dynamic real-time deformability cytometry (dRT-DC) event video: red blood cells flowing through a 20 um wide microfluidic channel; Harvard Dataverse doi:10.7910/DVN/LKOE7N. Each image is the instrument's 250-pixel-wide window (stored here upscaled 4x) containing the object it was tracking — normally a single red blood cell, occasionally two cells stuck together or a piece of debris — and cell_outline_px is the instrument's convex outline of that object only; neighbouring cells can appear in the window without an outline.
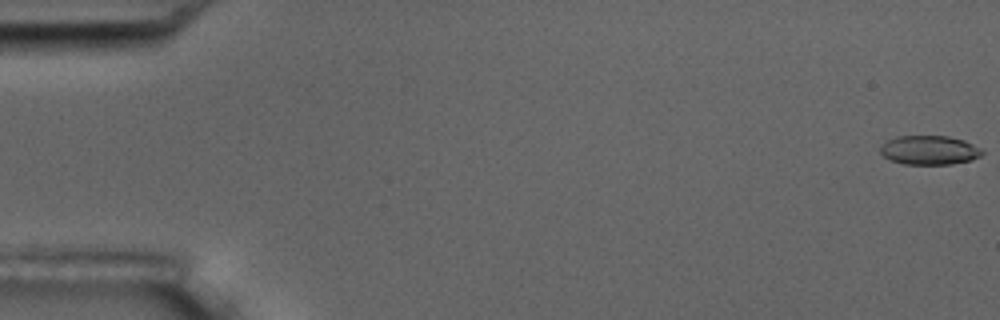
{"species": "common noctule bat (a hibernating species)", "species_latin": "Nyctalus noctula", "temperature_condition": "room temperature", "stored_images_in_passage": 9, "camera_frame_rate_fps": 3000, "um_per_image_px": 0.085, "animal": {"sex": "male", "body_mass_g": 17.5, "forearm_length_mm": 52.3}, "frame": {"image": 1, "passage_image": 1, "time_ms": 0.0, "image_size_px": [1000, 320], "cell_outline_px": [[984, 152], [980, 156], [972, 160], [952, 164], [904, 164], [892, 160], [884, 156], [880, 152], [880, 148], [888, 140], [896, 136], [948, 136], [964, 140], [980, 148]], "centroid_in_image_um": [79.02, 12.76], "position_along_channel_um": 6.0, "area_um2": 17.17}}
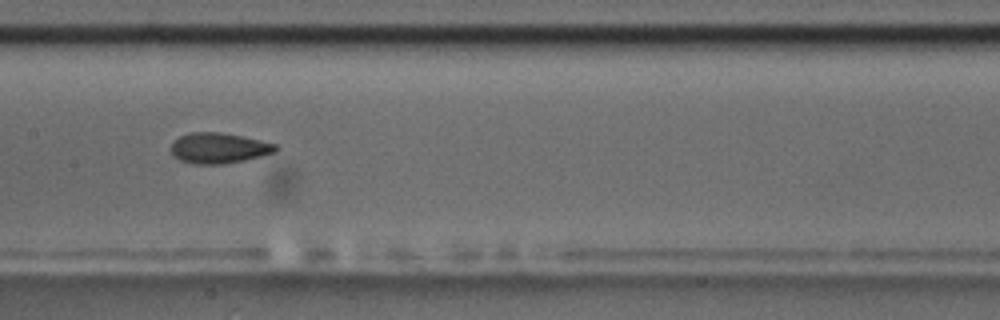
{"frame": {"image": 2, "passage_image": 9, "time_ms": 9.333, "image_size_px": [1000, 320], "cell_outline_px": [[280, 148], [276, 152], [244, 160], [224, 164], [192, 164], [180, 160], [172, 156], [172, 140], [188, 132], [220, 132], [260, 140], [276, 144]], "centroid_in_image_um": [18.58, 12.59], "position_along_channel_um": 188.8, "area_um2": 18.73}}